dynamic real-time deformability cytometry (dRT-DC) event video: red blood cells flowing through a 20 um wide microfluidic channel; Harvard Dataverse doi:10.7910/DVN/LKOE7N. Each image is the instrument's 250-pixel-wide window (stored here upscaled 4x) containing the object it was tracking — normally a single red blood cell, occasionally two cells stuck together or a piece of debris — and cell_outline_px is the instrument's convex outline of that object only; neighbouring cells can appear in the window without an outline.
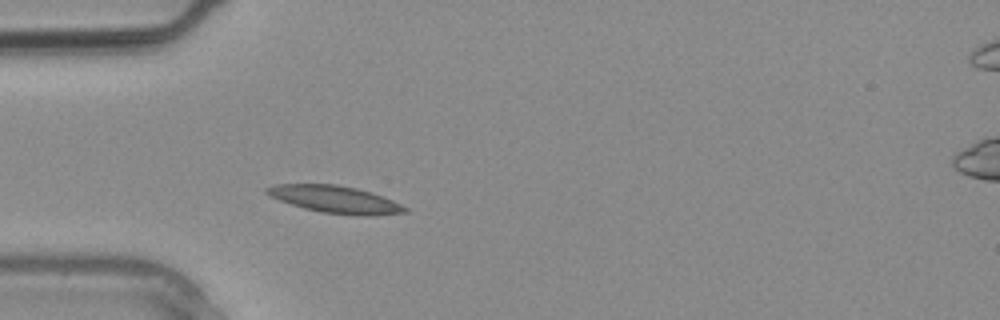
{"species": "common noctule bat (a hibernating species)", "species_latin": "Nyctalus noctula", "temperature_condition": "warm", "stored_images_in_passage": 5, "camera_frame_rate_fps": 3000, "um_per_image_px": 0.085, "animal": {"sex": "male", "body_mass_g": 20.4}, "frame": {"image": 1, "passage_image": 4, "time_ms": 1.0, "image_size_px": [1000, 320], "cell_outline_px": [[408, 212], [368, 216], [320, 212], [304, 208], [268, 196], [264, 192], [264, 188], [276, 184], [336, 184], [356, 188], [372, 192], [392, 200], [408, 208]], "centroid_in_image_um": [28.47, 16.94], "position_along_channel_um": 56.5, "area_um2": 21.85}}